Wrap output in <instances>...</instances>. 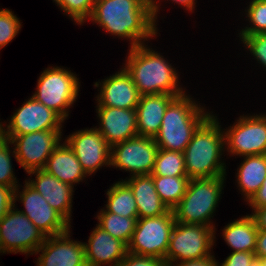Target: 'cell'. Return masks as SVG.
I'll use <instances>...</instances> for the list:
<instances>
[{
    "mask_svg": "<svg viewBox=\"0 0 266 266\" xmlns=\"http://www.w3.org/2000/svg\"><path fill=\"white\" fill-rule=\"evenodd\" d=\"M226 244L236 251L254 252L258 228L251 215H246L228 223L222 230Z\"/></svg>",
    "mask_w": 266,
    "mask_h": 266,
    "instance_id": "d4e9b609",
    "label": "cell"
},
{
    "mask_svg": "<svg viewBox=\"0 0 266 266\" xmlns=\"http://www.w3.org/2000/svg\"><path fill=\"white\" fill-rule=\"evenodd\" d=\"M152 176H187L184 154L178 151L158 149Z\"/></svg>",
    "mask_w": 266,
    "mask_h": 266,
    "instance_id": "f1b7e54d",
    "label": "cell"
},
{
    "mask_svg": "<svg viewBox=\"0 0 266 266\" xmlns=\"http://www.w3.org/2000/svg\"><path fill=\"white\" fill-rule=\"evenodd\" d=\"M244 46H246L254 59L259 64L266 68V33L251 35V36H240Z\"/></svg>",
    "mask_w": 266,
    "mask_h": 266,
    "instance_id": "836d02e7",
    "label": "cell"
},
{
    "mask_svg": "<svg viewBox=\"0 0 266 266\" xmlns=\"http://www.w3.org/2000/svg\"><path fill=\"white\" fill-rule=\"evenodd\" d=\"M236 178L240 192L248 202L266 178V154L243 156Z\"/></svg>",
    "mask_w": 266,
    "mask_h": 266,
    "instance_id": "cb8c5ba5",
    "label": "cell"
},
{
    "mask_svg": "<svg viewBox=\"0 0 266 266\" xmlns=\"http://www.w3.org/2000/svg\"><path fill=\"white\" fill-rule=\"evenodd\" d=\"M256 258L254 252L236 251L232 252L219 266H250Z\"/></svg>",
    "mask_w": 266,
    "mask_h": 266,
    "instance_id": "d590c367",
    "label": "cell"
},
{
    "mask_svg": "<svg viewBox=\"0 0 266 266\" xmlns=\"http://www.w3.org/2000/svg\"><path fill=\"white\" fill-rule=\"evenodd\" d=\"M98 226L127 246L135 230L138 217H123L101 209L96 216Z\"/></svg>",
    "mask_w": 266,
    "mask_h": 266,
    "instance_id": "4316f807",
    "label": "cell"
},
{
    "mask_svg": "<svg viewBox=\"0 0 266 266\" xmlns=\"http://www.w3.org/2000/svg\"><path fill=\"white\" fill-rule=\"evenodd\" d=\"M24 186L21 192L19 185L14 189V203L18 199L23 203L25 210L19 211L25 214L46 237L64 233L71 228V224L53 209L40 193L26 182Z\"/></svg>",
    "mask_w": 266,
    "mask_h": 266,
    "instance_id": "4fadbf2b",
    "label": "cell"
},
{
    "mask_svg": "<svg viewBox=\"0 0 266 266\" xmlns=\"http://www.w3.org/2000/svg\"><path fill=\"white\" fill-rule=\"evenodd\" d=\"M261 266H266V256L258 257Z\"/></svg>",
    "mask_w": 266,
    "mask_h": 266,
    "instance_id": "ee69618b",
    "label": "cell"
},
{
    "mask_svg": "<svg viewBox=\"0 0 266 266\" xmlns=\"http://www.w3.org/2000/svg\"><path fill=\"white\" fill-rule=\"evenodd\" d=\"M217 116L211 114L194 132L183 151L189 179L226 176V165L220 159L224 152L225 135Z\"/></svg>",
    "mask_w": 266,
    "mask_h": 266,
    "instance_id": "3957f363",
    "label": "cell"
},
{
    "mask_svg": "<svg viewBox=\"0 0 266 266\" xmlns=\"http://www.w3.org/2000/svg\"><path fill=\"white\" fill-rule=\"evenodd\" d=\"M117 266H167L164 260L151 257L127 253L125 258Z\"/></svg>",
    "mask_w": 266,
    "mask_h": 266,
    "instance_id": "e575fe53",
    "label": "cell"
},
{
    "mask_svg": "<svg viewBox=\"0 0 266 266\" xmlns=\"http://www.w3.org/2000/svg\"><path fill=\"white\" fill-rule=\"evenodd\" d=\"M41 251V254L39 253ZM37 266H87L83 242L70 239V229L46 237L38 248Z\"/></svg>",
    "mask_w": 266,
    "mask_h": 266,
    "instance_id": "2e32d148",
    "label": "cell"
},
{
    "mask_svg": "<svg viewBox=\"0 0 266 266\" xmlns=\"http://www.w3.org/2000/svg\"><path fill=\"white\" fill-rule=\"evenodd\" d=\"M94 87H100L99 95L96 97L97 106L136 109L141 96L124 67L104 81L95 82Z\"/></svg>",
    "mask_w": 266,
    "mask_h": 266,
    "instance_id": "e0dca14e",
    "label": "cell"
},
{
    "mask_svg": "<svg viewBox=\"0 0 266 266\" xmlns=\"http://www.w3.org/2000/svg\"><path fill=\"white\" fill-rule=\"evenodd\" d=\"M106 212L123 217H138L137 205L131 188L123 181H118L109 187Z\"/></svg>",
    "mask_w": 266,
    "mask_h": 266,
    "instance_id": "484cf974",
    "label": "cell"
},
{
    "mask_svg": "<svg viewBox=\"0 0 266 266\" xmlns=\"http://www.w3.org/2000/svg\"><path fill=\"white\" fill-rule=\"evenodd\" d=\"M225 149L232 156L266 154V114L240 116L224 129Z\"/></svg>",
    "mask_w": 266,
    "mask_h": 266,
    "instance_id": "30bf717a",
    "label": "cell"
},
{
    "mask_svg": "<svg viewBox=\"0 0 266 266\" xmlns=\"http://www.w3.org/2000/svg\"><path fill=\"white\" fill-rule=\"evenodd\" d=\"M247 204H249L253 211L256 208L266 206V178Z\"/></svg>",
    "mask_w": 266,
    "mask_h": 266,
    "instance_id": "f35d334b",
    "label": "cell"
},
{
    "mask_svg": "<svg viewBox=\"0 0 266 266\" xmlns=\"http://www.w3.org/2000/svg\"><path fill=\"white\" fill-rule=\"evenodd\" d=\"M46 236L14 204L0 221V240L4 254L33 255Z\"/></svg>",
    "mask_w": 266,
    "mask_h": 266,
    "instance_id": "9c48e42d",
    "label": "cell"
},
{
    "mask_svg": "<svg viewBox=\"0 0 266 266\" xmlns=\"http://www.w3.org/2000/svg\"><path fill=\"white\" fill-rule=\"evenodd\" d=\"M175 223L172 209L161 216L138 218L128 244V252L165 260Z\"/></svg>",
    "mask_w": 266,
    "mask_h": 266,
    "instance_id": "ba28073f",
    "label": "cell"
},
{
    "mask_svg": "<svg viewBox=\"0 0 266 266\" xmlns=\"http://www.w3.org/2000/svg\"><path fill=\"white\" fill-rule=\"evenodd\" d=\"M83 246L87 266H117L128 253V246L124 242L112 237L98 225Z\"/></svg>",
    "mask_w": 266,
    "mask_h": 266,
    "instance_id": "ffe728a7",
    "label": "cell"
},
{
    "mask_svg": "<svg viewBox=\"0 0 266 266\" xmlns=\"http://www.w3.org/2000/svg\"><path fill=\"white\" fill-rule=\"evenodd\" d=\"M255 255L256 258L266 256V231L258 230Z\"/></svg>",
    "mask_w": 266,
    "mask_h": 266,
    "instance_id": "60d3db41",
    "label": "cell"
},
{
    "mask_svg": "<svg viewBox=\"0 0 266 266\" xmlns=\"http://www.w3.org/2000/svg\"><path fill=\"white\" fill-rule=\"evenodd\" d=\"M253 212L250 215L254 218L258 230L266 231V206L256 208Z\"/></svg>",
    "mask_w": 266,
    "mask_h": 266,
    "instance_id": "ab89813d",
    "label": "cell"
},
{
    "mask_svg": "<svg viewBox=\"0 0 266 266\" xmlns=\"http://www.w3.org/2000/svg\"><path fill=\"white\" fill-rule=\"evenodd\" d=\"M141 44L131 47L125 70L131 75L140 95L185 93L179 86V74L160 53Z\"/></svg>",
    "mask_w": 266,
    "mask_h": 266,
    "instance_id": "7a4b0ae2",
    "label": "cell"
},
{
    "mask_svg": "<svg viewBox=\"0 0 266 266\" xmlns=\"http://www.w3.org/2000/svg\"><path fill=\"white\" fill-rule=\"evenodd\" d=\"M215 228L176 222L169 240L165 264L213 256Z\"/></svg>",
    "mask_w": 266,
    "mask_h": 266,
    "instance_id": "52a82bcc",
    "label": "cell"
},
{
    "mask_svg": "<svg viewBox=\"0 0 266 266\" xmlns=\"http://www.w3.org/2000/svg\"><path fill=\"white\" fill-rule=\"evenodd\" d=\"M157 3L156 0H95L89 19L106 33L129 39L130 48L136 47L157 35L160 8Z\"/></svg>",
    "mask_w": 266,
    "mask_h": 266,
    "instance_id": "6da1fadb",
    "label": "cell"
},
{
    "mask_svg": "<svg viewBox=\"0 0 266 266\" xmlns=\"http://www.w3.org/2000/svg\"><path fill=\"white\" fill-rule=\"evenodd\" d=\"M20 29V20L14 12L0 9V50L18 35Z\"/></svg>",
    "mask_w": 266,
    "mask_h": 266,
    "instance_id": "d6a6232c",
    "label": "cell"
},
{
    "mask_svg": "<svg viewBox=\"0 0 266 266\" xmlns=\"http://www.w3.org/2000/svg\"><path fill=\"white\" fill-rule=\"evenodd\" d=\"M158 146L152 137L136 136L111 146L110 166L131 172L130 176L150 175Z\"/></svg>",
    "mask_w": 266,
    "mask_h": 266,
    "instance_id": "8fae6325",
    "label": "cell"
},
{
    "mask_svg": "<svg viewBox=\"0 0 266 266\" xmlns=\"http://www.w3.org/2000/svg\"><path fill=\"white\" fill-rule=\"evenodd\" d=\"M175 97L170 94L140 96L136 106L138 136L155 138L161 128L165 110Z\"/></svg>",
    "mask_w": 266,
    "mask_h": 266,
    "instance_id": "44dd1931",
    "label": "cell"
},
{
    "mask_svg": "<svg viewBox=\"0 0 266 266\" xmlns=\"http://www.w3.org/2000/svg\"><path fill=\"white\" fill-rule=\"evenodd\" d=\"M225 176L190 179L186 193L172 209L176 222L215 228L211 217L218 206Z\"/></svg>",
    "mask_w": 266,
    "mask_h": 266,
    "instance_id": "5b68a950",
    "label": "cell"
},
{
    "mask_svg": "<svg viewBox=\"0 0 266 266\" xmlns=\"http://www.w3.org/2000/svg\"><path fill=\"white\" fill-rule=\"evenodd\" d=\"M173 2L179 4L186 10L193 12L192 10L195 8V0H172Z\"/></svg>",
    "mask_w": 266,
    "mask_h": 266,
    "instance_id": "b9f144b4",
    "label": "cell"
},
{
    "mask_svg": "<svg viewBox=\"0 0 266 266\" xmlns=\"http://www.w3.org/2000/svg\"><path fill=\"white\" fill-rule=\"evenodd\" d=\"M245 13L250 27L246 26L240 31L239 36H251L266 33V0H251Z\"/></svg>",
    "mask_w": 266,
    "mask_h": 266,
    "instance_id": "f546056e",
    "label": "cell"
},
{
    "mask_svg": "<svg viewBox=\"0 0 266 266\" xmlns=\"http://www.w3.org/2000/svg\"><path fill=\"white\" fill-rule=\"evenodd\" d=\"M9 145H12L9 139L4 134L0 138V186L10 187L13 190L18 186V180L13 174L12 168V156L15 155V151L11 150Z\"/></svg>",
    "mask_w": 266,
    "mask_h": 266,
    "instance_id": "4dcf8cb0",
    "label": "cell"
},
{
    "mask_svg": "<svg viewBox=\"0 0 266 266\" xmlns=\"http://www.w3.org/2000/svg\"><path fill=\"white\" fill-rule=\"evenodd\" d=\"M219 262L213 256L203 257L200 259H192L180 261L179 263H172L169 266H219Z\"/></svg>",
    "mask_w": 266,
    "mask_h": 266,
    "instance_id": "74e56055",
    "label": "cell"
},
{
    "mask_svg": "<svg viewBox=\"0 0 266 266\" xmlns=\"http://www.w3.org/2000/svg\"><path fill=\"white\" fill-rule=\"evenodd\" d=\"M5 133H4V131L0 134V138L4 135Z\"/></svg>",
    "mask_w": 266,
    "mask_h": 266,
    "instance_id": "7dc6e473",
    "label": "cell"
},
{
    "mask_svg": "<svg viewBox=\"0 0 266 266\" xmlns=\"http://www.w3.org/2000/svg\"><path fill=\"white\" fill-rule=\"evenodd\" d=\"M64 14L69 15L78 25L84 24L90 17L95 0H53Z\"/></svg>",
    "mask_w": 266,
    "mask_h": 266,
    "instance_id": "1f68e13d",
    "label": "cell"
},
{
    "mask_svg": "<svg viewBox=\"0 0 266 266\" xmlns=\"http://www.w3.org/2000/svg\"><path fill=\"white\" fill-rule=\"evenodd\" d=\"M0 253H4L3 247H2V244H1V240H0Z\"/></svg>",
    "mask_w": 266,
    "mask_h": 266,
    "instance_id": "bcb514c9",
    "label": "cell"
},
{
    "mask_svg": "<svg viewBox=\"0 0 266 266\" xmlns=\"http://www.w3.org/2000/svg\"><path fill=\"white\" fill-rule=\"evenodd\" d=\"M4 125L0 122V134L4 131Z\"/></svg>",
    "mask_w": 266,
    "mask_h": 266,
    "instance_id": "f6af8a7d",
    "label": "cell"
},
{
    "mask_svg": "<svg viewBox=\"0 0 266 266\" xmlns=\"http://www.w3.org/2000/svg\"><path fill=\"white\" fill-rule=\"evenodd\" d=\"M64 121L58 113L31 96L11 116L4 133L6 136H19L44 130H62Z\"/></svg>",
    "mask_w": 266,
    "mask_h": 266,
    "instance_id": "5bb4252c",
    "label": "cell"
},
{
    "mask_svg": "<svg viewBox=\"0 0 266 266\" xmlns=\"http://www.w3.org/2000/svg\"><path fill=\"white\" fill-rule=\"evenodd\" d=\"M62 130H44L19 136H6L15 151V160L28 173L44 169L49 156L60 144Z\"/></svg>",
    "mask_w": 266,
    "mask_h": 266,
    "instance_id": "7c38bea8",
    "label": "cell"
},
{
    "mask_svg": "<svg viewBox=\"0 0 266 266\" xmlns=\"http://www.w3.org/2000/svg\"><path fill=\"white\" fill-rule=\"evenodd\" d=\"M44 170L63 183L74 187L76 183L86 178V173L81 167L73 150L64 141L54 149L49 156Z\"/></svg>",
    "mask_w": 266,
    "mask_h": 266,
    "instance_id": "603a6c76",
    "label": "cell"
},
{
    "mask_svg": "<svg viewBox=\"0 0 266 266\" xmlns=\"http://www.w3.org/2000/svg\"><path fill=\"white\" fill-rule=\"evenodd\" d=\"M156 192L169 209H173L186 193L187 176H153Z\"/></svg>",
    "mask_w": 266,
    "mask_h": 266,
    "instance_id": "83f0119b",
    "label": "cell"
},
{
    "mask_svg": "<svg viewBox=\"0 0 266 266\" xmlns=\"http://www.w3.org/2000/svg\"><path fill=\"white\" fill-rule=\"evenodd\" d=\"M65 142L73 150L87 176L97 172L103 165L110 167L111 146L97 127L73 132Z\"/></svg>",
    "mask_w": 266,
    "mask_h": 266,
    "instance_id": "9a60e30c",
    "label": "cell"
},
{
    "mask_svg": "<svg viewBox=\"0 0 266 266\" xmlns=\"http://www.w3.org/2000/svg\"><path fill=\"white\" fill-rule=\"evenodd\" d=\"M190 97L186 92L176 96L166 108L154 138L159 149L183 153L194 132L212 114Z\"/></svg>",
    "mask_w": 266,
    "mask_h": 266,
    "instance_id": "277c9868",
    "label": "cell"
},
{
    "mask_svg": "<svg viewBox=\"0 0 266 266\" xmlns=\"http://www.w3.org/2000/svg\"><path fill=\"white\" fill-rule=\"evenodd\" d=\"M123 181L131 188L135 197L138 218L157 217L170 210L156 192L151 174L135 175Z\"/></svg>",
    "mask_w": 266,
    "mask_h": 266,
    "instance_id": "7402d4cb",
    "label": "cell"
},
{
    "mask_svg": "<svg viewBox=\"0 0 266 266\" xmlns=\"http://www.w3.org/2000/svg\"><path fill=\"white\" fill-rule=\"evenodd\" d=\"M14 205V190L10 187L0 186V221Z\"/></svg>",
    "mask_w": 266,
    "mask_h": 266,
    "instance_id": "8d00e7d4",
    "label": "cell"
},
{
    "mask_svg": "<svg viewBox=\"0 0 266 266\" xmlns=\"http://www.w3.org/2000/svg\"><path fill=\"white\" fill-rule=\"evenodd\" d=\"M98 131L110 146L138 136L136 109L97 106Z\"/></svg>",
    "mask_w": 266,
    "mask_h": 266,
    "instance_id": "ac0fdd59",
    "label": "cell"
},
{
    "mask_svg": "<svg viewBox=\"0 0 266 266\" xmlns=\"http://www.w3.org/2000/svg\"><path fill=\"white\" fill-rule=\"evenodd\" d=\"M250 266H261L260 260L258 258H255L250 264Z\"/></svg>",
    "mask_w": 266,
    "mask_h": 266,
    "instance_id": "7bdbcfd3",
    "label": "cell"
},
{
    "mask_svg": "<svg viewBox=\"0 0 266 266\" xmlns=\"http://www.w3.org/2000/svg\"><path fill=\"white\" fill-rule=\"evenodd\" d=\"M76 76L63 67H48L39 76L37 90L32 96L66 120L80 91Z\"/></svg>",
    "mask_w": 266,
    "mask_h": 266,
    "instance_id": "8992f818",
    "label": "cell"
},
{
    "mask_svg": "<svg viewBox=\"0 0 266 266\" xmlns=\"http://www.w3.org/2000/svg\"><path fill=\"white\" fill-rule=\"evenodd\" d=\"M29 176L36 175V179H28L25 182L35 191L40 193L47 203L59 212L69 223L72 212V198L74 187L61 182L44 169L28 172Z\"/></svg>",
    "mask_w": 266,
    "mask_h": 266,
    "instance_id": "d6986e66",
    "label": "cell"
}]
</instances>
